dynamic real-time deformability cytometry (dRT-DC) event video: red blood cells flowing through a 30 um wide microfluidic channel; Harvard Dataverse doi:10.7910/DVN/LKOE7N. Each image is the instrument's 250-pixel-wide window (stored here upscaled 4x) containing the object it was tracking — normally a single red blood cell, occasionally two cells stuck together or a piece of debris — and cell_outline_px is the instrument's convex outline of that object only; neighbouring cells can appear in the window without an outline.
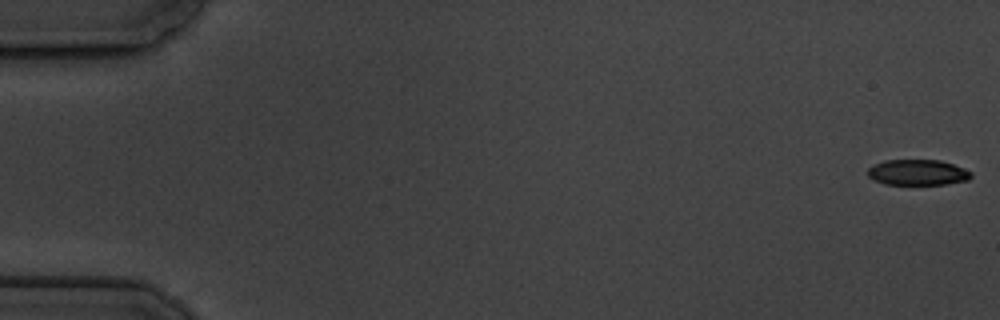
{"species": "common noctule bat (a hibernating species)", "species_latin": "Nyctalus noctula", "temperature_condition": "cold", "stored_images_in_passage": 6, "camera_frame_rate_fps": 3000, "um_per_image_px": 0.085, "animal": {"sex": "male", "body_mass_g": 19.5, "forearm_length_mm": 54.6}, "frame": {"image": 1, "passage_image": 1, "time_ms": 0.0, "image_size_px": [1000, 320], "cell_outline_px": [[972, 176], [968, 180], [948, 184], [884, 184], [872, 180], [868, 176], [868, 168], [884, 160], [940, 160], [964, 168], [972, 172]], "centroid_in_image_um": [78.0, 14.66], "position_along_channel_um": 7.0, "area_um2": 15.49}}
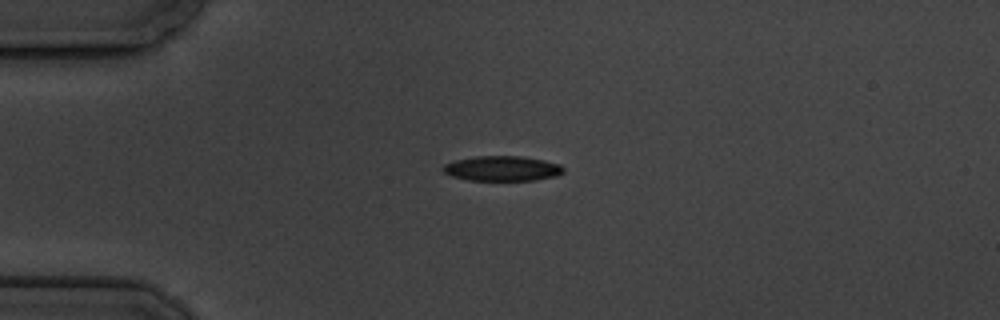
{"frame": {"image": 2, "passage_image": 5, "time_ms": 4.667, "image_size_px": [1000, 320], "cell_outline_px": [[564, 172], [556, 176], [532, 180], [468, 180], [452, 176], [444, 172], [440, 168], [444, 164], [456, 160], [476, 156], [524, 156], [544, 160], [560, 164], [564, 168]], "centroid_in_image_um": [42.69, 14.31], "position_along_channel_um": 42.3, "area_um2": 17.57}}